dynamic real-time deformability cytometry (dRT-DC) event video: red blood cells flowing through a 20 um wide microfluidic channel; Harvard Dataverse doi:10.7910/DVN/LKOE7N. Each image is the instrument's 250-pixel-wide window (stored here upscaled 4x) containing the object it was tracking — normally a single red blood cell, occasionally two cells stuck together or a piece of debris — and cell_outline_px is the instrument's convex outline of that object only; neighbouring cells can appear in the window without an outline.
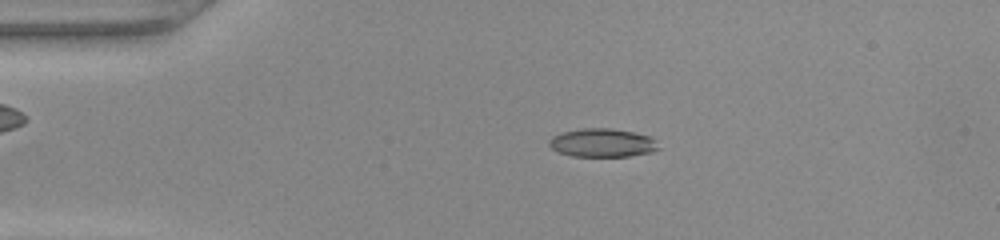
{"species": "common noctule bat (a hibernating species)", "species_latin": "Nyctalus noctula", "temperature_condition": "warm", "stored_images_in_passage": 50, "camera_frame_rate_fps": 3000, "um_per_image_px": 0.085, "animal": {"sex": "female", "body_mass_g": 22.0, "forearm_length_mm": 56.7}, "frame": {"image": 1, "passage_image": 11, "time_ms": 3.333, "image_size_px": [1000, 240], "cell_outline_px": [[660, 148], [652, 152], [628, 156], [572, 156], [556, 152], [548, 144], [548, 140], [552, 136], [564, 132], [580, 128], [612, 128], [632, 132], [648, 136]], "centroid_in_image_um": [51.14, 12.14], "position_along_channel_um": 33.9, "area_um2": 18.03}}
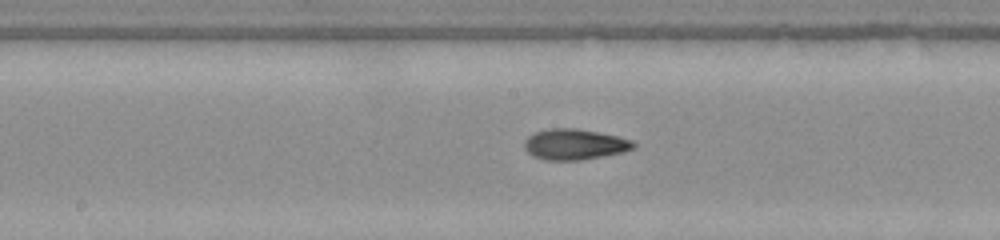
{"frame": {"image": 2, "passage_image": 26, "time_ms": 8.333, "image_size_px": [1000, 240], "cell_outline_px": [[636, 148], [624, 152], [604, 156], [580, 160], [544, 160], [532, 156], [524, 148], [524, 140], [532, 132], [548, 128], [576, 128], [616, 136], [632, 140], [636, 144]], "centroid_in_image_um": [48.81, 12.27], "position_along_channel_um": 199.4, "area_um2": 19.77}}
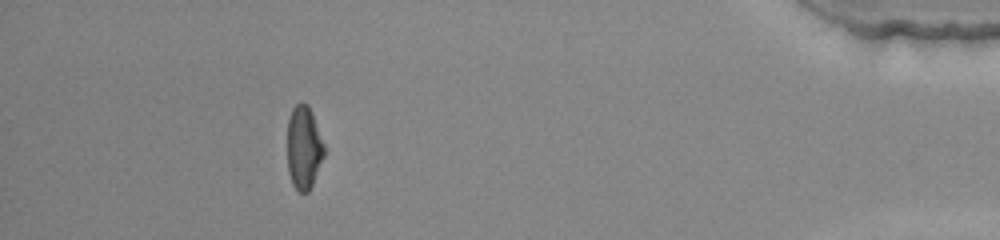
{"frame": {"image": 3, "passage_image": 45, "time_ms": 14.667, "image_size_px": [1000, 240], "cell_outline_px": [[324, 156], [312, 184], [308, 192], [300, 192], [292, 184], [288, 172], [288, 116], [292, 108], [300, 100], [308, 104], [312, 112], [324, 144]], "centroid_in_image_um": [25.81, 12.5], "position_along_channel_um": 409.4, "area_um2": 17.92}}